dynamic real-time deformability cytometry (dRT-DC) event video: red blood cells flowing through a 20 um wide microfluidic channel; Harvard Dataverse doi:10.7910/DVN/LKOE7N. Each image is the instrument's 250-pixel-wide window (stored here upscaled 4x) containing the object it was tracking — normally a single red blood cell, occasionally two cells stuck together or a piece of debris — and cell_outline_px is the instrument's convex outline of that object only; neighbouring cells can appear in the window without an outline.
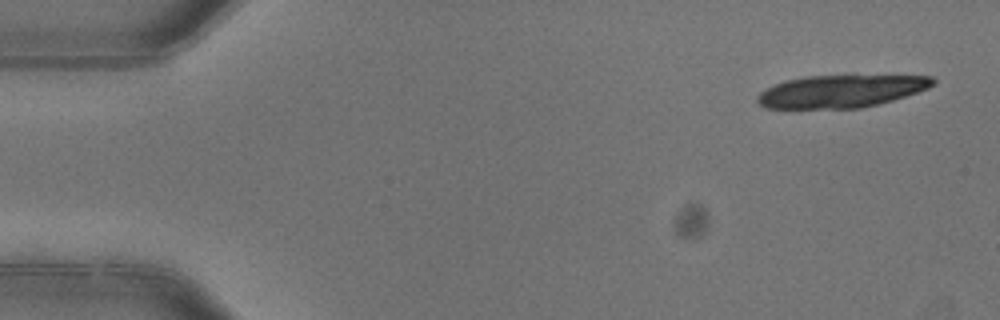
{"species": "common noctule bat (a hibernating species)", "species_latin": "Nyctalus noctula", "temperature_condition": "warm", "stored_images_in_passage": 2, "camera_frame_rate_fps": 3000, "um_per_image_px": 0.085, "animal": {"sex": "female"}, "frame": {"image": 1, "passage_image": 1, "time_ms": 0.0, "image_size_px": [1000, 320], "cell_outline_px": [[936, 84], [928, 88], [892, 100], [860, 108], [764, 108], [756, 100], [756, 96], [760, 92], [776, 84], [788, 80], [804, 76], [932, 76], [936, 80]], "centroid_in_image_um": [71.47, 7.76], "position_along_channel_um": 13.5, "area_um2": 32.83}}